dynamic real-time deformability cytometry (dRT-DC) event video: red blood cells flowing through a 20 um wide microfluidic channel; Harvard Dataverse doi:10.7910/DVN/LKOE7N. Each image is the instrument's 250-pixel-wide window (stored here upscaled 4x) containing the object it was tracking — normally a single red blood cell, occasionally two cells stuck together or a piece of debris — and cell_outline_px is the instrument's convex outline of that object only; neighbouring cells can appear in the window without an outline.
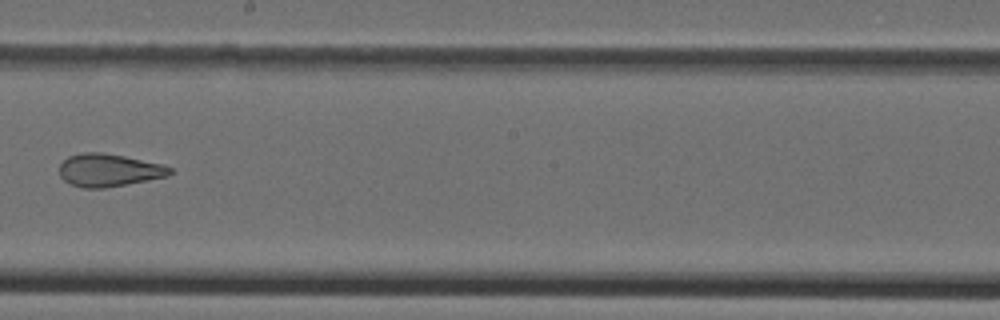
{"species": "Egyptian fruit bat (a non-hibernating species)", "species_latin": "Rousettus aegyptiacus", "temperature_condition": "cold", "stored_images_in_passage": 9, "camera_frame_rate_fps": 3000, "um_per_image_px": 0.085, "animal": {"sex": "female"}, "frame": {"image": 1, "passage_image": 8, "time_ms": 9.0, "image_size_px": [1000, 320], "cell_outline_px": [[172, 172], [168, 176], [128, 184], [104, 188], [84, 188], [72, 184], [64, 180], [60, 176], [60, 164], [68, 156], [84, 152], [100, 152], [124, 156], [164, 164], [172, 168]], "centroid_in_image_um": [9.27, 14.46], "position_along_channel_um": 238.9, "area_um2": 21.1}}
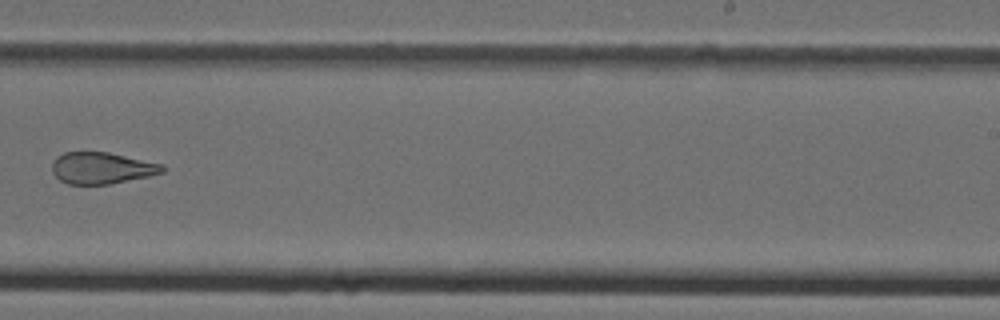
{"frame": {"image": 2, "passage_image": 9, "time_ms": 10.0, "image_size_px": [1000, 320], "cell_outline_px": [[164, 172], [148, 176], [108, 184], [68, 184], [60, 180], [52, 172], [52, 164], [56, 156], [64, 152], [108, 152], [164, 164]], "centroid_in_image_um": [8.64, 14.27], "position_along_channel_um": 280.4, "area_um2": 20.23}}